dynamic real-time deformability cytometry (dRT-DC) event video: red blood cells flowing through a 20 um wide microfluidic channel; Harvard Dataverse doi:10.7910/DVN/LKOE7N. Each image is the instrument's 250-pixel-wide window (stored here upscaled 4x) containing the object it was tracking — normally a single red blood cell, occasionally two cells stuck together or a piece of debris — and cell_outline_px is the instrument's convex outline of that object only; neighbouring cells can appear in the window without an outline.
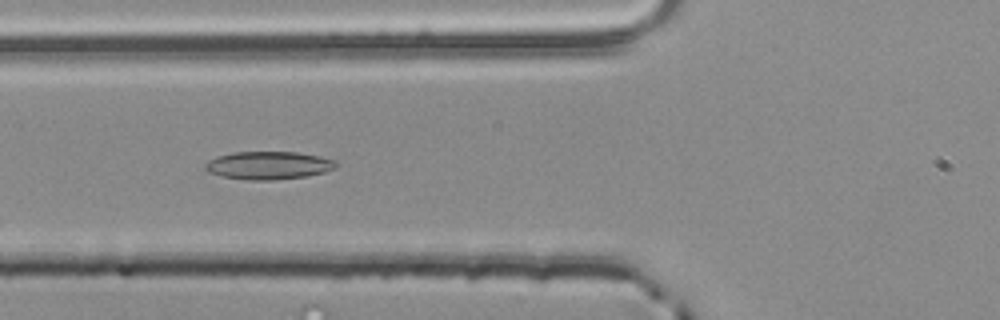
{"species": "common noctule bat (a hibernating species)", "species_latin": "Nyctalus noctula", "temperature_condition": "room temperature", "stored_images_in_passage": 37, "camera_frame_rate_fps": 3000, "um_per_image_px": 0.085, "animal": {"sex": "male", "body_mass_g": 20.4}, "frame": {"image": 1, "passage_image": 4, "time_ms": 1.0, "image_size_px": [1000, 320], "cell_outline_px": [[336, 168], [324, 172], [308, 176], [272, 180], [244, 180], [220, 176], [208, 172], [204, 168], [204, 164], [208, 160], [216, 156], [232, 152], [296, 152], [320, 156], [336, 160]], "centroid_in_image_um": [22.79, 14.06], "position_along_channel_um": 103.0, "area_um2": 21.56}}
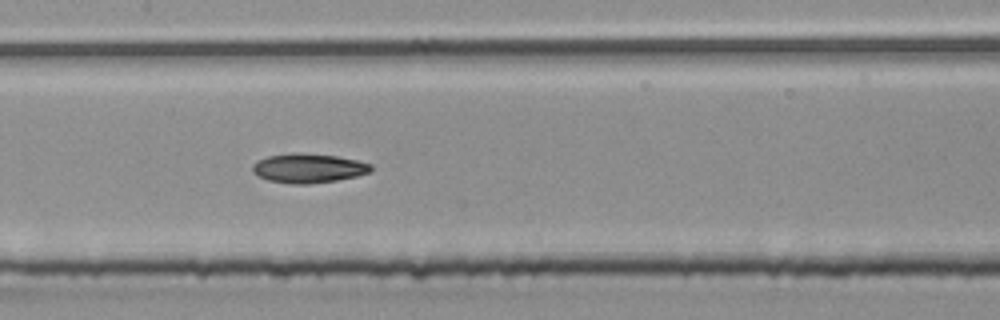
{"frame": {"image": 2, "passage_image": 10, "time_ms": 3.0, "image_size_px": [1000, 320], "cell_outline_px": [[372, 172], [356, 176], [336, 180], [308, 184], [292, 184], [268, 180], [256, 176], [252, 172], [252, 164], [256, 160], [268, 156], [296, 152], [300, 152], [336, 156], [356, 160], [372, 164]], "centroid_in_image_um": [26.18, 14.29], "position_along_channel_um": 181.2, "area_um2": 20.4}}
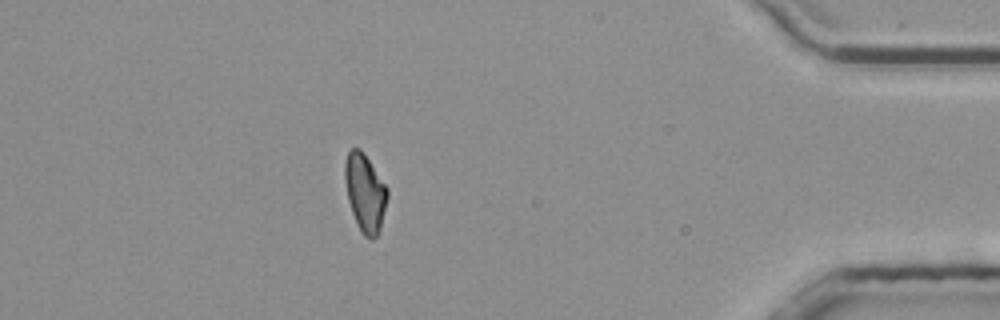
{"frame": {"image": 3, "passage_image": 31, "time_ms": 10.0, "image_size_px": [1000, 320], "cell_outline_px": [[388, 196], [380, 232], [372, 240], [364, 236], [360, 232], [352, 212], [348, 200], [344, 180], [344, 164], [348, 152], [352, 148], [360, 148], [388, 188]], "centroid_in_image_um": [31.03, 16.41], "position_along_channel_um": 404.2, "area_um2": 19.36}, "authors_computed_cell_mechanics": {"area_um2": 19.363, "velocity_mm_per_s": 3.8784, "shape_relaxation_time_tau1_ms": null, "shape_relaxation_time_tau2_ms": 10.4711, "deformation_change_tau1": null, "deformation_change_tau2": 0.1583}}